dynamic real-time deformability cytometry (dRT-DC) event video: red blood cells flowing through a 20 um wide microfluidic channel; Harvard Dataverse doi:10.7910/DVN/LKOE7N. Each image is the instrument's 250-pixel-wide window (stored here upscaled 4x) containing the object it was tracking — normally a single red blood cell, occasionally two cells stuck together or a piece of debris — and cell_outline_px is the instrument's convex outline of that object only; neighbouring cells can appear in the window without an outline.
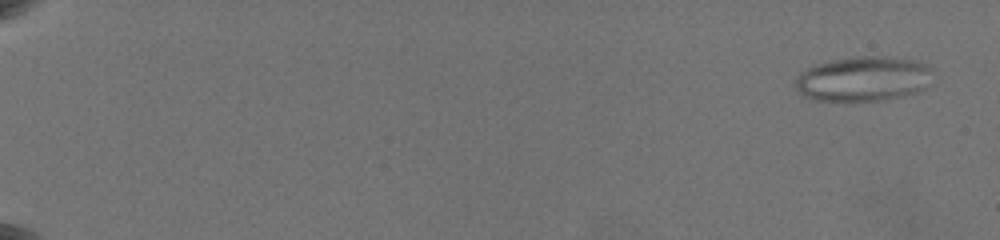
{"species": "common noctule bat (a hibernating species)", "species_latin": "Nyctalus noctula", "temperature_condition": "warm", "stored_images_in_passage": 78, "camera_frame_rate_fps": 3000, "um_per_image_px": 0.085, "animal": {"sex": "female", "body_mass_g": 19.5, "forearm_length_mm": 54.1}, "frame": {"image": 1, "passage_image": 1, "time_ms": 0.0, "image_size_px": [1000, 240], "cell_outline_px": [[932, 68], [924, 88], [916, 92], [900, 96], [876, 100], [816, 100], [804, 96], [796, 88], [796, 80], [800, 72], [816, 64], [832, 60], [856, 56], [884, 56], [912, 60], [928, 64]], "centroid_in_image_um": [73.35, 6.68], "position_along_channel_um": 11.6, "area_um2": 35.32}}
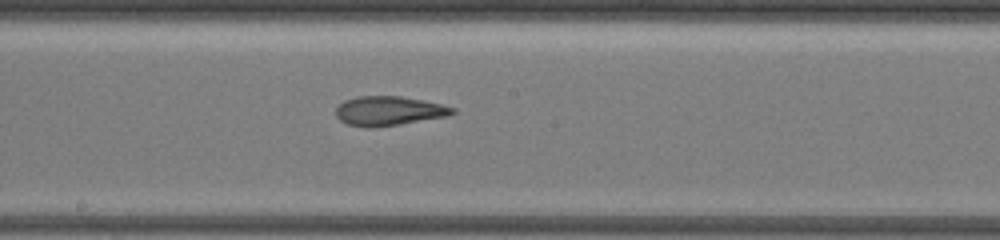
{"frame": {"image": 2, "passage_image": 58, "time_ms": 11.333, "image_size_px": [1000, 240], "cell_outline_px": [[456, 112], [448, 116], [400, 124], [372, 128], [368, 128], [344, 124], [336, 116], [336, 108], [344, 100], [356, 96], [400, 96], [440, 104], [456, 108]], "centroid_in_image_um": [33.01, 9.43], "position_along_channel_um": 215.2, "area_um2": 20.0}}
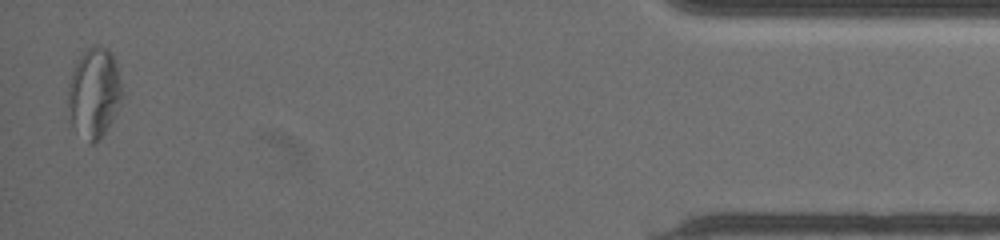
{"frame": {"image": 3, "passage_image": 78, "time_ms": 19.0, "image_size_px": [1000, 240], "cell_outline_px": [[120, 100], [116, 112], [112, 120], [104, 132], [92, 144], [88, 144], [68, 120], [68, 84], [76, 60], [88, 48], [108, 48], [112, 52], [116, 60], [120, 80]], "centroid_in_image_um": [7.96, 7.9], "position_along_channel_um": 427.2, "area_um2": 28.03}, "authors_computed_cell_mechanics": {"area_um2": 25.0563, "velocity_mm_per_s": 3.6487, "shape_relaxation_time_tau1_ms": null, "shape_relaxation_time_tau2_ms": 2.6908, "deformation_change_tau1": null, "deformation_change_tau2": 0.1149}}